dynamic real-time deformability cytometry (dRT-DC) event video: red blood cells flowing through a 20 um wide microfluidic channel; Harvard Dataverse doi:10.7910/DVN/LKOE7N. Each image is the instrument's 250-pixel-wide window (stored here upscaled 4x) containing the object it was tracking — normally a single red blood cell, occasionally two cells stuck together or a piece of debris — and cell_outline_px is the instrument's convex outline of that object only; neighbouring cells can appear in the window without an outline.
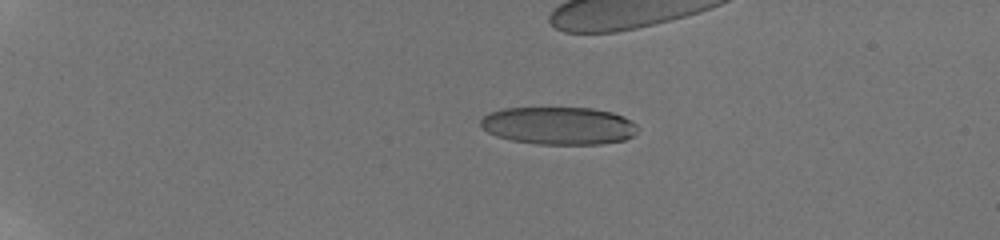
{"species": "human", "species_latin": "Homo sapiens", "temperature_condition": "room temperature", "stored_images_in_passage": 45, "camera_frame_rate_fps": 3000, "um_per_image_px": 0.085, "donor": {"sex": "male"}, "frame": {"image": 1, "passage_image": 25, "time_ms": 5.0, "image_size_px": [1000, 240], "cell_outline_px": [[640, 128], [632, 136], [624, 140], [600, 144], [536, 144], [512, 140], [496, 136], [480, 128], [480, 120], [488, 112], [504, 108], [592, 108], [612, 112], [624, 116], [632, 120]], "centroid_in_image_um": [47.49, 10.68], "position_along_channel_um": 37.5, "area_um2": 34.8}}